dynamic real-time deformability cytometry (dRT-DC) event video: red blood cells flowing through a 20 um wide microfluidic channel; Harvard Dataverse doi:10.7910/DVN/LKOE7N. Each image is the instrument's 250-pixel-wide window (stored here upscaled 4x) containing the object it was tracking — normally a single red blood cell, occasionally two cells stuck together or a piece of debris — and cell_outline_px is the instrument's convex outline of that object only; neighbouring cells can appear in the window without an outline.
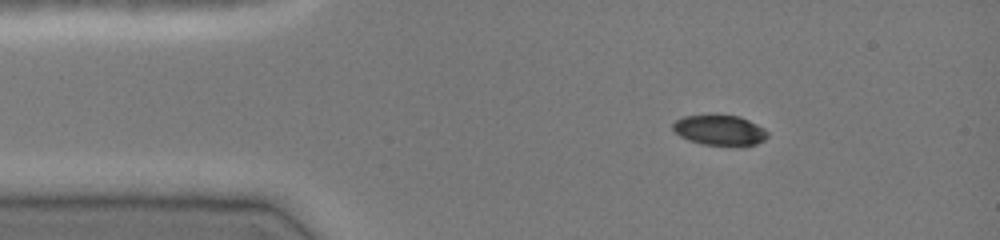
{"species": "common noctule bat (a hibernating species)", "species_latin": "Nyctalus noctula", "temperature_condition": "cold", "stored_images_in_passage": 41, "camera_frame_rate_fps": 3000, "um_per_image_px": 0.085, "animal": {"sex": "female", "body_mass_g": 19.0, "forearm_length_mm": 51.5}, "frame": {"image": 1, "passage_image": 1, "time_ms": 0.0, "image_size_px": [1000, 240], "cell_outline_px": [[768, 136], [764, 140], [756, 144], [700, 144], [688, 140], [680, 136], [672, 128], [672, 124], [676, 120], [684, 116], [740, 116], [764, 128], [768, 132]], "centroid_in_image_um": [61.16, 11.06], "position_along_channel_um": 23.8, "area_um2": 16.18}}
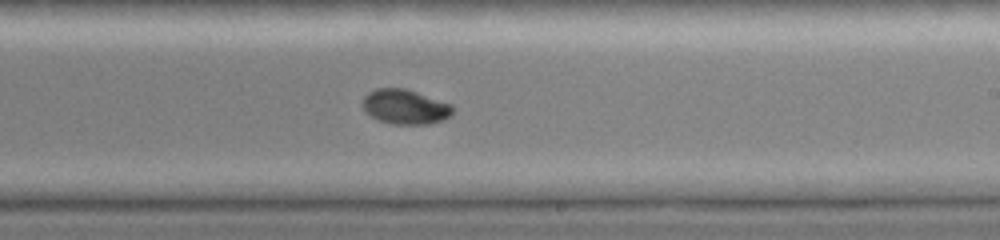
{"frame": {"image": 2, "passage_image": 22, "time_ms": 7.0, "image_size_px": [1000, 240], "cell_outline_px": [[452, 116], [444, 120], [428, 124], [392, 124], [380, 120], [372, 116], [364, 108], [364, 96], [368, 92], [376, 88], [404, 88], [452, 104]], "centroid_in_image_um": [34.47, 9.08], "position_along_channel_um": 254.5, "area_um2": 18.03}}
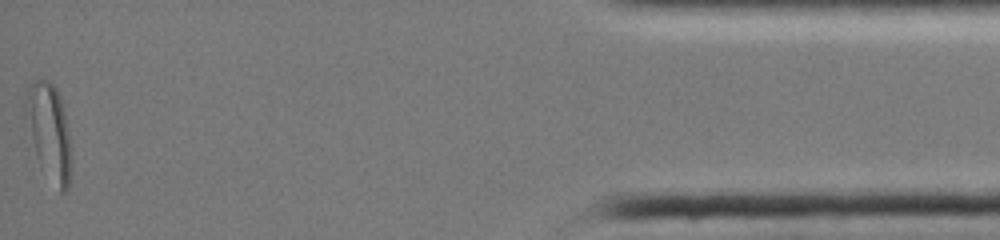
{"frame": {"image": 3, "passage_image": 41, "time_ms": 13.333, "image_size_px": [1000, 240], "cell_outline_px": [[72, 160], [68, 188], [64, 192], [60, 192], [40, 168], [36, 156], [24, 112], [24, 100], [28, 88], [36, 80], [48, 80], [56, 88], [60, 96], [64, 112], [68, 132]], "centroid_in_image_um": [4.17, 11.24], "position_along_channel_um": 431.0, "area_um2": 25.61}, "authors_computed_cell_mechanics": {"area_um2": 18.9584, "velocity_mm_per_s": 4.0579, "shape_relaxation_time_tau1_ms": 2.6708, "shape_relaxation_time_tau2_ms": 4.0751, "deformation_change_tau1": 0.1277, "deformation_change_tau2": 0.0335}}